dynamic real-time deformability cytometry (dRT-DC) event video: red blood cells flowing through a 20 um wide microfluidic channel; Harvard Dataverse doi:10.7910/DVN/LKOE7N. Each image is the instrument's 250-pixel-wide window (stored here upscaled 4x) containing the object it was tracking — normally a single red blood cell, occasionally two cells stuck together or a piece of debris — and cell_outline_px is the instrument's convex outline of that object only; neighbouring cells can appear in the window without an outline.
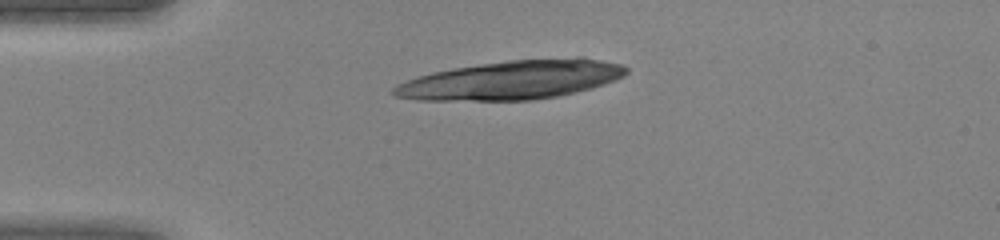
{"species": "human", "species_latin": "Homo sapiens", "temperature_condition": "warm", "stored_images_in_passage": 7, "camera_frame_rate_fps": 3000, "um_per_image_px": 0.085, "donor": {"sex": "female"}, "frame": {"image": 1, "passage_image": 1, "time_ms": 0.0, "image_size_px": [1000, 240], "cell_outline_px": [[628, 72], [612, 80], [588, 88], [556, 96], [532, 100], [420, 100], [396, 96], [392, 92], [392, 88], [408, 80], [420, 76], [436, 72], [456, 68], [512, 60], [596, 60], [620, 64], [628, 68]], "centroid_in_image_um": [43.4, 6.84], "position_along_channel_um": 41.6, "area_um2": 50.23}}